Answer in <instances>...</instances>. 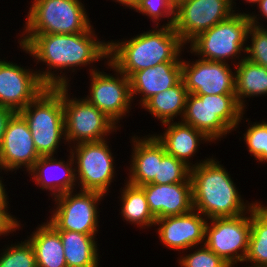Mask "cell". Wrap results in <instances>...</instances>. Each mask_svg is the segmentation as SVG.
<instances>
[{"mask_svg": "<svg viewBox=\"0 0 267 267\" xmlns=\"http://www.w3.org/2000/svg\"><path fill=\"white\" fill-rule=\"evenodd\" d=\"M95 30L92 26L76 34H18L17 48L32 57L34 63L46 66L36 70L47 87L71 86L77 70L89 67L91 73L100 69L93 63L108 61L109 41L101 40Z\"/></svg>", "mask_w": 267, "mask_h": 267, "instance_id": "obj_1", "label": "cell"}, {"mask_svg": "<svg viewBox=\"0 0 267 267\" xmlns=\"http://www.w3.org/2000/svg\"><path fill=\"white\" fill-rule=\"evenodd\" d=\"M154 27V28H153ZM108 61L128 78L165 62H182L186 45L173 26H153L131 38L111 39Z\"/></svg>", "mask_w": 267, "mask_h": 267, "instance_id": "obj_2", "label": "cell"}, {"mask_svg": "<svg viewBox=\"0 0 267 267\" xmlns=\"http://www.w3.org/2000/svg\"><path fill=\"white\" fill-rule=\"evenodd\" d=\"M218 160L212 154L207 161L190 169L193 208L208 220L247 213L258 201L243 198L233 177Z\"/></svg>", "mask_w": 267, "mask_h": 267, "instance_id": "obj_3", "label": "cell"}, {"mask_svg": "<svg viewBox=\"0 0 267 267\" xmlns=\"http://www.w3.org/2000/svg\"><path fill=\"white\" fill-rule=\"evenodd\" d=\"M245 111L235 94H188L181 121L216 144L234 132Z\"/></svg>", "mask_w": 267, "mask_h": 267, "instance_id": "obj_4", "label": "cell"}, {"mask_svg": "<svg viewBox=\"0 0 267 267\" xmlns=\"http://www.w3.org/2000/svg\"><path fill=\"white\" fill-rule=\"evenodd\" d=\"M19 113L28 123L40 156L57 155L59 147L67 145L62 86L48 87Z\"/></svg>", "mask_w": 267, "mask_h": 267, "instance_id": "obj_5", "label": "cell"}, {"mask_svg": "<svg viewBox=\"0 0 267 267\" xmlns=\"http://www.w3.org/2000/svg\"><path fill=\"white\" fill-rule=\"evenodd\" d=\"M247 12L234 13L228 19L202 32L186 46L185 53H191V56L200 59L236 66L245 58L250 27Z\"/></svg>", "mask_w": 267, "mask_h": 267, "instance_id": "obj_6", "label": "cell"}, {"mask_svg": "<svg viewBox=\"0 0 267 267\" xmlns=\"http://www.w3.org/2000/svg\"><path fill=\"white\" fill-rule=\"evenodd\" d=\"M31 3L18 34H76L93 26L82 0H31Z\"/></svg>", "mask_w": 267, "mask_h": 267, "instance_id": "obj_7", "label": "cell"}, {"mask_svg": "<svg viewBox=\"0 0 267 267\" xmlns=\"http://www.w3.org/2000/svg\"><path fill=\"white\" fill-rule=\"evenodd\" d=\"M71 87L62 86L67 150H69L68 147L79 143L105 140L114 132L117 134L116 132L120 131L112 120L84 97H73Z\"/></svg>", "mask_w": 267, "mask_h": 267, "instance_id": "obj_8", "label": "cell"}, {"mask_svg": "<svg viewBox=\"0 0 267 267\" xmlns=\"http://www.w3.org/2000/svg\"><path fill=\"white\" fill-rule=\"evenodd\" d=\"M104 194L97 191L73 190L55 197L47 220L56 230L75 231L82 234L99 233L100 208ZM99 214V215H98ZM49 218V219H48Z\"/></svg>", "mask_w": 267, "mask_h": 267, "instance_id": "obj_9", "label": "cell"}, {"mask_svg": "<svg viewBox=\"0 0 267 267\" xmlns=\"http://www.w3.org/2000/svg\"><path fill=\"white\" fill-rule=\"evenodd\" d=\"M108 140L83 142L69 147L75 162L79 190L97 191L110 196L109 187L117 178V160Z\"/></svg>", "mask_w": 267, "mask_h": 267, "instance_id": "obj_10", "label": "cell"}, {"mask_svg": "<svg viewBox=\"0 0 267 267\" xmlns=\"http://www.w3.org/2000/svg\"><path fill=\"white\" fill-rule=\"evenodd\" d=\"M101 63L112 73L105 72L102 67L101 71L99 69L88 73L91 81H89V93L83 97L121 129L123 126L120 122L130 116L132 104L135 105L131 97L130 81L109 61Z\"/></svg>", "mask_w": 267, "mask_h": 267, "instance_id": "obj_11", "label": "cell"}, {"mask_svg": "<svg viewBox=\"0 0 267 267\" xmlns=\"http://www.w3.org/2000/svg\"><path fill=\"white\" fill-rule=\"evenodd\" d=\"M251 231V210L224 218H213L206 224L205 245L231 267L243 263Z\"/></svg>", "mask_w": 267, "mask_h": 267, "instance_id": "obj_12", "label": "cell"}, {"mask_svg": "<svg viewBox=\"0 0 267 267\" xmlns=\"http://www.w3.org/2000/svg\"><path fill=\"white\" fill-rule=\"evenodd\" d=\"M234 14L230 0H175L173 28L185 45Z\"/></svg>", "mask_w": 267, "mask_h": 267, "instance_id": "obj_13", "label": "cell"}, {"mask_svg": "<svg viewBox=\"0 0 267 267\" xmlns=\"http://www.w3.org/2000/svg\"><path fill=\"white\" fill-rule=\"evenodd\" d=\"M183 57L182 54V79L189 94H235V66L232 68L229 63L200 58L185 60Z\"/></svg>", "mask_w": 267, "mask_h": 267, "instance_id": "obj_14", "label": "cell"}, {"mask_svg": "<svg viewBox=\"0 0 267 267\" xmlns=\"http://www.w3.org/2000/svg\"><path fill=\"white\" fill-rule=\"evenodd\" d=\"M3 58L0 59V106L20 112L48 87L36 69Z\"/></svg>", "mask_w": 267, "mask_h": 267, "instance_id": "obj_15", "label": "cell"}, {"mask_svg": "<svg viewBox=\"0 0 267 267\" xmlns=\"http://www.w3.org/2000/svg\"><path fill=\"white\" fill-rule=\"evenodd\" d=\"M207 222L206 217L193 209L183 215L156 219L154 230L163 247L180 254L181 251L205 244Z\"/></svg>", "mask_w": 267, "mask_h": 267, "instance_id": "obj_16", "label": "cell"}, {"mask_svg": "<svg viewBox=\"0 0 267 267\" xmlns=\"http://www.w3.org/2000/svg\"><path fill=\"white\" fill-rule=\"evenodd\" d=\"M40 157L27 121L16 112L8 122L0 147L1 165L14 174L20 169L27 173Z\"/></svg>", "mask_w": 267, "mask_h": 267, "instance_id": "obj_17", "label": "cell"}, {"mask_svg": "<svg viewBox=\"0 0 267 267\" xmlns=\"http://www.w3.org/2000/svg\"><path fill=\"white\" fill-rule=\"evenodd\" d=\"M66 152V160L58 155L41 156L27 172V177L31 176L39 190L49 192L51 199L78 189L74 158L69 150Z\"/></svg>", "mask_w": 267, "mask_h": 267, "instance_id": "obj_18", "label": "cell"}, {"mask_svg": "<svg viewBox=\"0 0 267 267\" xmlns=\"http://www.w3.org/2000/svg\"><path fill=\"white\" fill-rule=\"evenodd\" d=\"M161 126H164L163 133L159 131L153 134L163 144L167 154L183 161L190 168L207 161L211 157H205L204 160L196 158L197 160L193 162L195 159L193 157H197L196 154L200 145L205 143L211 145L213 142L191 125L182 121H171L161 124Z\"/></svg>", "mask_w": 267, "mask_h": 267, "instance_id": "obj_19", "label": "cell"}, {"mask_svg": "<svg viewBox=\"0 0 267 267\" xmlns=\"http://www.w3.org/2000/svg\"><path fill=\"white\" fill-rule=\"evenodd\" d=\"M151 213L158 218L183 215L192 211V182L172 184L150 183L140 186Z\"/></svg>", "mask_w": 267, "mask_h": 267, "instance_id": "obj_20", "label": "cell"}, {"mask_svg": "<svg viewBox=\"0 0 267 267\" xmlns=\"http://www.w3.org/2000/svg\"><path fill=\"white\" fill-rule=\"evenodd\" d=\"M181 79L182 62H165L134 72L129 77L132 101L140 98L137 101L141 108L153 95L166 91Z\"/></svg>", "mask_w": 267, "mask_h": 267, "instance_id": "obj_21", "label": "cell"}, {"mask_svg": "<svg viewBox=\"0 0 267 267\" xmlns=\"http://www.w3.org/2000/svg\"><path fill=\"white\" fill-rule=\"evenodd\" d=\"M130 137L131 159L125 168L128 177L124 180L135 186L154 183L158 169V139L152 133L145 136L132 134Z\"/></svg>", "mask_w": 267, "mask_h": 267, "instance_id": "obj_22", "label": "cell"}, {"mask_svg": "<svg viewBox=\"0 0 267 267\" xmlns=\"http://www.w3.org/2000/svg\"><path fill=\"white\" fill-rule=\"evenodd\" d=\"M45 221L25 235L33 247L37 267H67L59 232Z\"/></svg>", "mask_w": 267, "mask_h": 267, "instance_id": "obj_23", "label": "cell"}, {"mask_svg": "<svg viewBox=\"0 0 267 267\" xmlns=\"http://www.w3.org/2000/svg\"><path fill=\"white\" fill-rule=\"evenodd\" d=\"M59 232L67 267H100V246L97 235L82 234L75 231Z\"/></svg>", "mask_w": 267, "mask_h": 267, "instance_id": "obj_24", "label": "cell"}, {"mask_svg": "<svg viewBox=\"0 0 267 267\" xmlns=\"http://www.w3.org/2000/svg\"><path fill=\"white\" fill-rule=\"evenodd\" d=\"M188 94L181 79L166 91L153 95L141 106V109L149 112L154 120L157 119L161 124L174 121L177 117V120L181 121Z\"/></svg>", "mask_w": 267, "mask_h": 267, "instance_id": "obj_25", "label": "cell"}, {"mask_svg": "<svg viewBox=\"0 0 267 267\" xmlns=\"http://www.w3.org/2000/svg\"><path fill=\"white\" fill-rule=\"evenodd\" d=\"M118 196L120 201L119 215L122 220L139 229H151L155 226L156 217L151 213L144 190L124 180ZM121 210V211H120Z\"/></svg>", "mask_w": 267, "mask_h": 267, "instance_id": "obj_26", "label": "cell"}, {"mask_svg": "<svg viewBox=\"0 0 267 267\" xmlns=\"http://www.w3.org/2000/svg\"><path fill=\"white\" fill-rule=\"evenodd\" d=\"M235 95L240 106L247 109L250 98L267 96V68L246 58L235 66ZM247 98H249L247 102ZM247 104V105H246Z\"/></svg>", "mask_w": 267, "mask_h": 267, "instance_id": "obj_27", "label": "cell"}, {"mask_svg": "<svg viewBox=\"0 0 267 267\" xmlns=\"http://www.w3.org/2000/svg\"><path fill=\"white\" fill-rule=\"evenodd\" d=\"M243 263L267 267V206L262 201H257L251 209V231Z\"/></svg>", "mask_w": 267, "mask_h": 267, "instance_id": "obj_28", "label": "cell"}, {"mask_svg": "<svg viewBox=\"0 0 267 267\" xmlns=\"http://www.w3.org/2000/svg\"><path fill=\"white\" fill-rule=\"evenodd\" d=\"M190 167L166 153L163 144L158 140V169L154 178L155 184H172L191 182Z\"/></svg>", "mask_w": 267, "mask_h": 267, "instance_id": "obj_29", "label": "cell"}, {"mask_svg": "<svg viewBox=\"0 0 267 267\" xmlns=\"http://www.w3.org/2000/svg\"><path fill=\"white\" fill-rule=\"evenodd\" d=\"M245 113L246 112H244L241 116V119L234 131L238 130L237 133H240V128H238L240 124L242 122L243 124L244 122H248L245 132L242 134V137H240L239 140L241 141L243 139L242 141H244V144L246 145L245 147H247L246 149L250 156L254 157L258 164H263L264 151H267V121H265L266 119H262L261 121L252 122L249 118H245L247 117L244 115Z\"/></svg>", "mask_w": 267, "mask_h": 267, "instance_id": "obj_30", "label": "cell"}, {"mask_svg": "<svg viewBox=\"0 0 267 267\" xmlns=\"http://www.w3.org/2000/svg\"><path fill=\"white\" fill-rule=\"evenodd\" d=\"M23 240L12 241L0 249V267H37L32 245L26 238Z\"/></svg>", "mask_w": 267, "mask_h": 267, "instance_id": "obj_31", "label": "cell"}, {"mask_svg": "<svg viewBox=\"0 0 267 267\" xmlns=\"http://www.w3.org/2000/svg\"><path fill=\"white\" fill-rule=\"evenodd\" d=\"M135 12L147 16V18L149 17L148 19L154 24L153 26H161L163 21L162 26H173L175 20V0H138Z\"/></svg>", "mask_w": 267, "mask_h": 267, "instance_id": "obj_32", "label": "cell"}, {"mask_svg": "<svg viewBox=\"0 0 267 267\" xmlns=\"http://www.w3.org/2000/svg\"><path fill=\"white\" fill-rule=\"evenodd\" d=\"M176 258L179 267H231L205 244L182 251Z\"/></svg>", "mask_w": 267, "mask_h": 267, "instance_id": "obj_33", "label": "cell"}, {"mask_svg": "<svg viewBox=\"0 0 267 267\" xmlns=\"http://www.w3.org/2000/svg\"><path fill=\"white\" fill-rule=\"evenodd\" d=\"M245 58L267 68V27L250 25L247 33Z\"/></svg>", "mask_w": 267, "mask_h": 267, "instance_id": "obj_34", "label": "cell"}, {"mask_svg": "<svg viewBox=\"0 0 267 267\" xmlns=\"http://www.w3.org/2000/svg\"><path fill=\"white\" fill-rule=\"evenodd\" d=\"M4 173H2L3 171ZM10 171L6 170L0 163V175L1 174H7ZM4 179L2 177V175L0 176V208H2L16 223V229H18V231H20V229L23 230V226L25 227L24 224H21V221L19 220L20 218L16 217L15 215L11 214L10 212V203L11 201H9V196H8V192H7V187L5 188V183H4ZM22 226V228H21Z\"/></svg>", "mask_w": 267, "mask_h": 267, "instance_id": "obj_35", "label": "cell"}, {"mask_svg": "<svg viewBox=\"0 0 267 267\" xmlns=\"http://www.w3.org/2000/svg\"><path fill=\"white\" fill-rule=\"evenodd\" d=\"M256 8L258 9V11L256 9L254 12L252 11V13L251 11L247 13L249 21H250V25L258 26V27H267V25L263 23L264 21L267 22V0H260Z\"/></svg>", "mask_w": 267, "mask_h": 267, "instance_id": "obj_36", "label": "cell"}, {"mask_svg": "<svg viewBox=\"0 0 267 267\" xmlns=\"http://www.w3.org/2000/svg\"><path fill=\"white\" fill-rule=\"evenodd\" d=\"M17 223L2 209L0 208V236L7 237L10 234L14 235Z\"/></svg>", "mask_w": 267, "mask_h": 267, "instance_id": "obj_37", "label": "cell"}, {"mask_svg": "<svg viewBox=\"0 0 267 267\" xmlns=\"http://www.w3.org/2000/svg\"><path fill=\"white\" fill-rule=\"evenodd\" d=\"M16 112L9 109L0 106V147L3 141V137L5 134V130L7 128L8 122L10 121L11 117L15 114Z\"/></svg>", "mask_w": 267, "mask_h": 267, "instance_id": "obj_38", "label": "cell"}, {"mask_svg": "<svg viewBox=\"0 0 267 267\" xmlns=\"http://www.w3.org/2000/svg\"><path fill=\"white\" fill-rule=\"evenodd\" d=\"M230 1H231V7H232L233 12L236 13V14H242L241 10H239L240 8L236 7V5L238 3H236L235 1H237V0H230ZM242 1H243L242 3H244V2H245L244 4L247 3V5L251 6V8L255 5L254 8H253L254 10H255V7L260 2V0H242Z\"/></svg>", "mask_w": 267, "mask_h": 267, "instance_id": "obj_39", "label": "cell"}, {"mask_svg": "<svg viewBox=\"0 0 267 267\" xmlns=\"http://www.w3.org/2000/svg\"><path fill=\"white\" fill-rule=\"evenodd\" d=\"M115 3H119L118 5H122L124 9H131L135 11L138 6V0H112Z\"/></svg>", "mask_w": 267, "mask_h": 267, "instance_id": "obj_40", "label": "cell"}, {"mask_svg": "<svg viewBox=\"0 0 267 267\" xmlns=\"http://www.w3.org/2000/svg\"><path fill=\"white\" fill-rule=\"evenodd\" d=\"M267 163V151H264V164Z\"/></svg>", "mask_w": 267, "mask_h": 267, "instance_id": "obj_41", "label": "cell"}, {"mask_svg": "<svg viewBox=\"0 0 267 267\" xmlns=\"http://www.w3.org/2000/svg\"><path fill=\"white\" fill-rule=\"evenodd\" d=\"M232 267H238V264H237V265H234V266H232ZM245 267H247V265H246ZM248 267H254V266H250V265H248Z\"/></svg>", "mask_w": 267, "mask_h": 267, "instance_id": "obj_42", "label": "cell"}]
</instances>
